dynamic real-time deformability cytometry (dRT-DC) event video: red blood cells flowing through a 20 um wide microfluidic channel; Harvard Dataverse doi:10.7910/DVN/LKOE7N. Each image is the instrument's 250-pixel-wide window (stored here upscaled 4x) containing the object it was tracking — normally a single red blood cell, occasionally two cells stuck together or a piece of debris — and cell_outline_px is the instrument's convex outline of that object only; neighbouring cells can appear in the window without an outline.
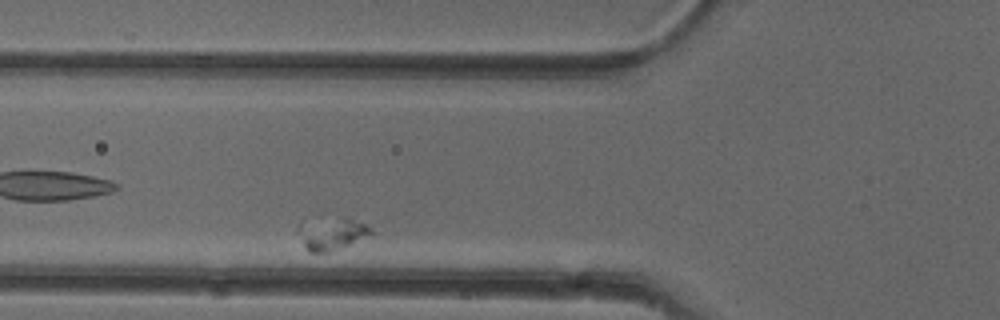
{"species": "common noctule bat (a hibernating species)", "species_latin": "Nyctalus noctula", "temperature_condition": "cold", "stored_images_in_passage": 34, "camera_frame_rate_fps": 3000, "um_per_image_px": 0.085, "animal": {"sex": "female"}, "frame": {"image": 1, "passage_image": 8, "time_ms": 2.333, "image_size_px": [1000, 320], "cell_outline_px": [[376, 232], [348, 244], [328, 252], [308, 252], [304, 248], [296, 232], [296, 228], [300, 220], [340, 216], [348, 216], [372, 228]], "centroid_in_image_um": [28.1, 19.8], "position_along_channel_um": 97.7, "area_um2": 14.39}}
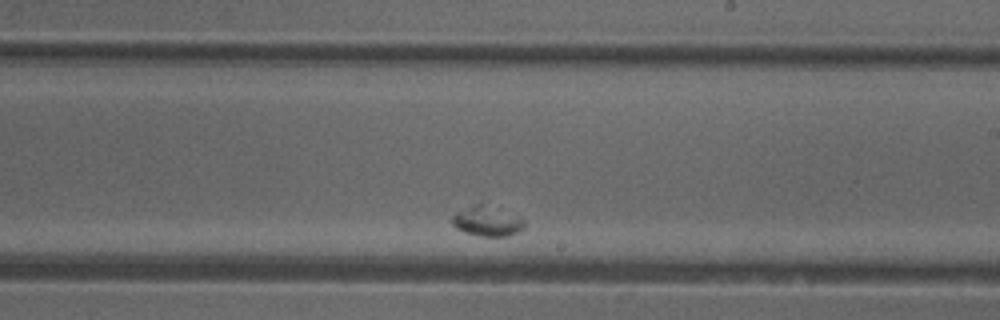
{"frame": {"image": 2, "passage_image": 22, "time_ms": 7.0, "image_size_px": [1000, 320], "cell_outline_px": [[524, 228], [508, 236], [480, 236], [464, 232], [456, 228], [452, 224], [452, 216], [456, 212], [476, 204], [480, 204], [520, 216], [524, 220]], "centroid_in_image_um": [41.4, 18.83], "position_along_channel_um": 247.6, "area_um2": 12.31}}
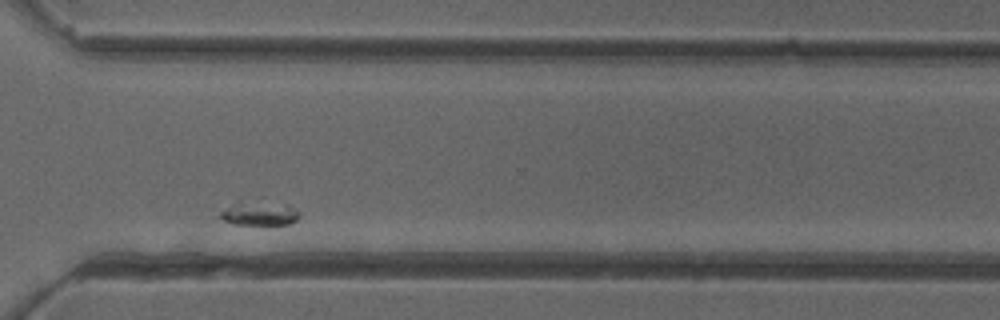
{"frame": {"image": 3, "passage_image": 31, "time_ms": 10.0, "image_size_px": [1000, 320], "cell_outline_px": [[300, 216], [296, 220], [288, 224], [236, 224], [224, 220], [220, 216], [220, 212], [240, 200], [264, 196], [288, 204], [300, 212]], "centroid_in_image_um": [22.12, 18.03], "position_along_channel_um": 348.5, "area_um2": 12.02}}